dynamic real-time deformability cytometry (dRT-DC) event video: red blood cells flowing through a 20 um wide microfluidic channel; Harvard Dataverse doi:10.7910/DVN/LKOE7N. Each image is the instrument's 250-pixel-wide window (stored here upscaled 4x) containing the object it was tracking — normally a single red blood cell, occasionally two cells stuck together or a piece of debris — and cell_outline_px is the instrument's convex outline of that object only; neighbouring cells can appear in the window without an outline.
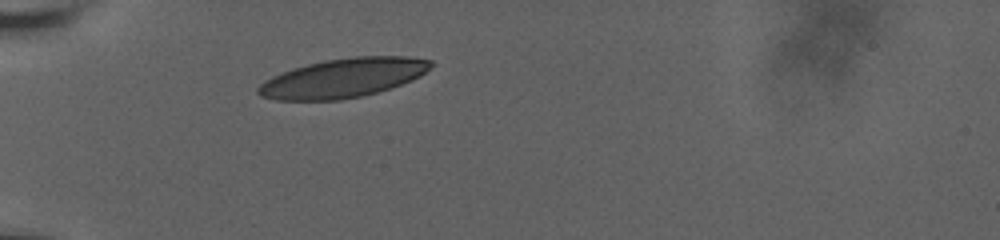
{"species": "human", "species_latin": "Homo sapiens", "temperature_condition": "room temperature", "stored_images_in_passage": 21, "camera_frame_rate_fps": 3000, "um_per_image_px": 0.085, "donor": {"sex": "male"}, "frame": {"image": 1, "passage_image": 1, "time_ms": 0.0, "image_size_px": [1000, 240], "cell_outline_px": [[436, 64], [420, 76], [412, 80], [376, 92], [360, 96], [340, 100], [276, 100], [260, 96], [256, 92], [256, 88], [264, 80], [280, 72], [292, 68], [324, 60], [352, 56], [408, 56], [432, 60]], "centroid_in_image_um": [29.15, 6.61], "position_along_channel_um": 55.8, "area_um2": 39.54}}
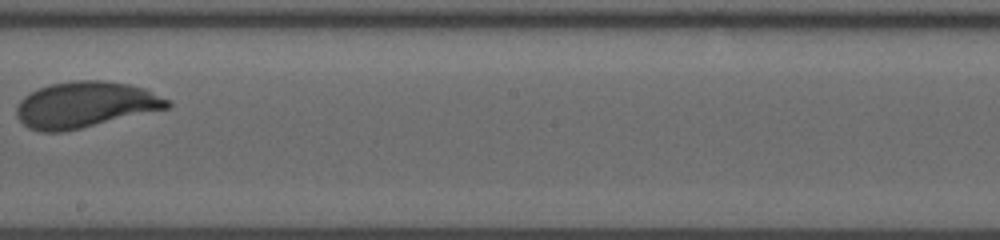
{"frame": {"image": 2, "passage_image": 12, "time_ms": 5.667, "image_size_px": [1000, 240], "cell_outline_px": [[172, 104], [168, 108], [64, 132], [40, 132], [28, 128], [20, 120], [16, 112], [16, 108], [20, 100], [24, 96], [48, 84], [72, 80], [104, 80], [128, 84], [144, 88], [172, 100]], "centroid_in_image_um": [7.26, 8.89], "position_along_channel_um": 240.9, "area_um2": 40.58}}
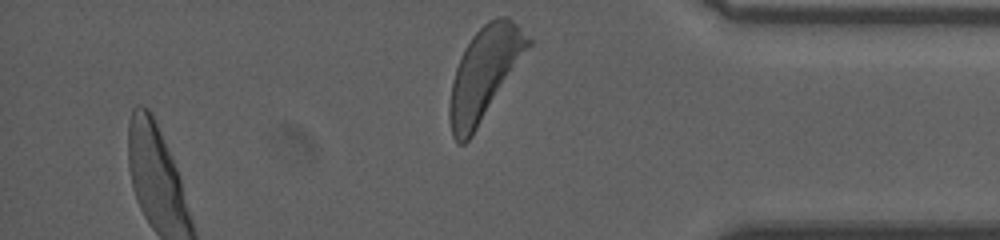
{"frame": {"image": 3, "passage_image": 21, "time_ms": 10.333, "image_size_px": [1000, 240], "cell_outline_px": [[532, 44], [472, 136], [464, 144], [456, 144], [452, 136], [448, 116], [448, 108], [452, 80], [456, 68], [464, 48], [472, 36], [488, 20], [500, 16], [508, 16], [532, 40]], "centroid_in_image_um": [41.15, 6.27], "position_along_channel_um": 394.1, "area_um2": 41.91}, "authors_computed_cell_mechanics": {"area_um2": 40.2288, "velocity_mm_per_s": 3.5998, "shape_relaxation_time_tau1_ms": 2.7717, "shape_relaxation_time_tau2_ms": null, "deformation_change_tau1": 0.1505, "deformation_change_tau2": null}}